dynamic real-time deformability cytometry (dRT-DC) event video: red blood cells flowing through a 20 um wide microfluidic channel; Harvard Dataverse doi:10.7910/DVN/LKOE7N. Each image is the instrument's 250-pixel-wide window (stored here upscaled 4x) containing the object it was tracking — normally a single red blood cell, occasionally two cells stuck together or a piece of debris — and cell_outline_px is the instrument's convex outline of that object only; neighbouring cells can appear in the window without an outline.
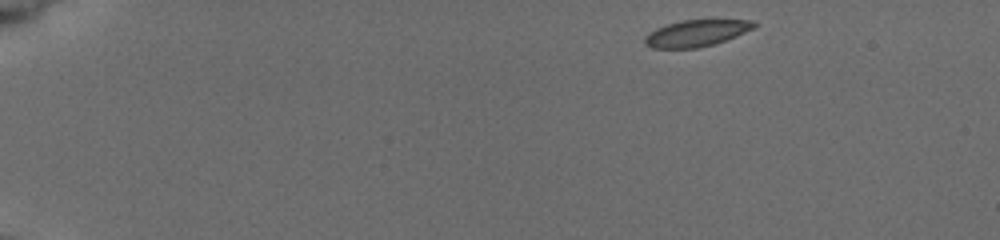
{"species": "common noctule bat (a hibernating species)", "species_latin": "Nyctalus noctula", "temperature_condition": "cold", "stored_images_in_passage": 47, "camera_frame_rate_fps": 3000, "um_per_image_px": 0.085, "animal": {"sex": "female", "body_mass_g": 19.5, "forearm_length_mm": 54.1}, "frame": {"image": 1, "passage_image": 1, "time_ms": 0.0, "image_size_px": [1000, 240], "cell_outline_px": [[756, 24], [752, 28], [744, 32], [724, 40], [712, 44], [696, 48], [652, 48], [644, 44], [644, 36], [648, 32], [656, 28], [668, 24], [684, 20], [752, 20]], "centroid_in_image_um": [59.1, 2.82], "position_along_channel_um": 25.9, "area_um2": 16.59}}
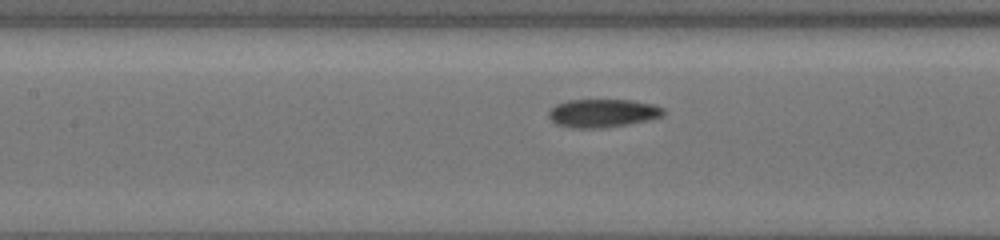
{"frame": {"image": 2, "passage_image": 20, "time_ms": 6.333, "image_size_px": [1000, 240], "cell_outline_px": [[664, 112], [660, 116], [648, 120], [600, 128], [572, 128], [556, 124], [548, 116], [548, 112], [556, 104], [568, 100], [632, 100], [652, 104], [664, 108]], "centroid_in_image_um": [51.19, 9.61], "position_along_channel_um": 156.2, "area_um2": 18.67}}
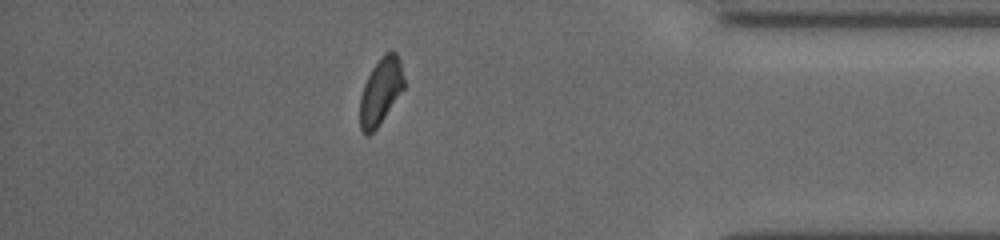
{"frame": {"image": 3, "passage_image": 39, "time_ms": 13.333, "image_size_px": [1000, 240], "cell_outline_px": [[404, 88], [376, 128], [368, 136], [364, 136], [360, 128], [360, 96], [364, 84], [372, 68], [380, 56], [384, 52], [392, 48], [396, 52], [400, 60], [404, 80]], "centroid_in_image_um": [32.35, 7.71], "position_along_channel_um": 402.9, "area_um2": 17.11}, "authors_computed_cell_mechanics": {"area_um2": 17.629, "velocity_mm_per_s": 3.8845, "shape_relaxation_time_tau1_ms": 2.8076, "shape_relaxation_time_tau2_ms": 4.7153, "deformation_change_tau1": 0.0935, "deformation_change_tau2": 0.1}}